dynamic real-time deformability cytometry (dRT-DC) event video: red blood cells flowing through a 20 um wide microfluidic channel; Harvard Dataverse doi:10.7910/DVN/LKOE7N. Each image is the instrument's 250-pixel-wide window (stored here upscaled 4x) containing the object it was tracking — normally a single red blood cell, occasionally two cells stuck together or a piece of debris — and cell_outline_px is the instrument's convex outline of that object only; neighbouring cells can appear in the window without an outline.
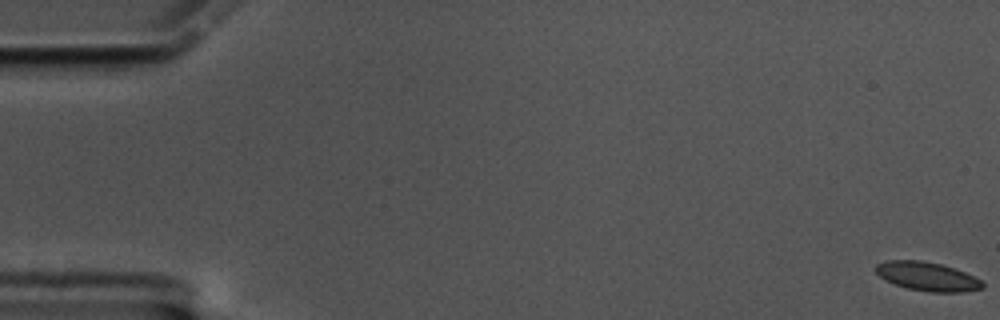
{"species": "common noctule bat (a hibernating species)", "species_latin": "Nyctalus noctula", "temperature_condition": "cold", "stored_images_in_passage": 61, "camera_frame_rate_fps": 3000, "um_per_image_px": 0.085, "animal": {"sex": "male", "body_mass_g": 17.5, "forearm_length_mm": 52.3}, "frame": {"image": 1, "passage_image": 1, "time_ms": 0.0, "image_size_px": [1000, 320], "cell_outline_px": [[984, 288], [964, 292], [932, 292], [908, 288], [896, 284], [880, 276], [876, 272], [876, 264], [888, 260], [920, 260], [940, 264], [956, 268], [980, 280], [984, 284]], "centroid_in_image_um": [78.85, 23.49], "position_along_channel_um": 6.2, "area_um2": 17.69}}
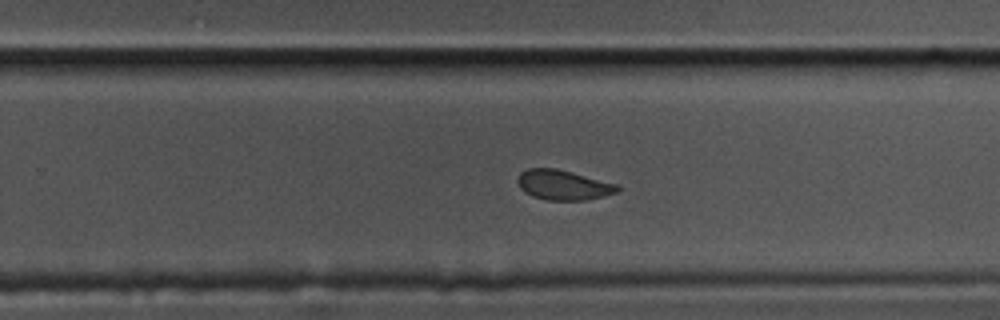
{"frame": {"image": 2, "passage_image": 39, "time_ms": 12.667, "image_size_px": [1000, 320], "cell_outline_px": [[620, 188], [616, 192], [604, 196], [588, 200], [548, 200], [532, 196], [524, 192], [520, 188], [516, 180], [520, 172], [528, 168], [556, 168], [620, 184]], "centroid_in_image_um": [47.88, 15.72], "position_along_channel_um": 281.9, "area_um2": 17.63}}
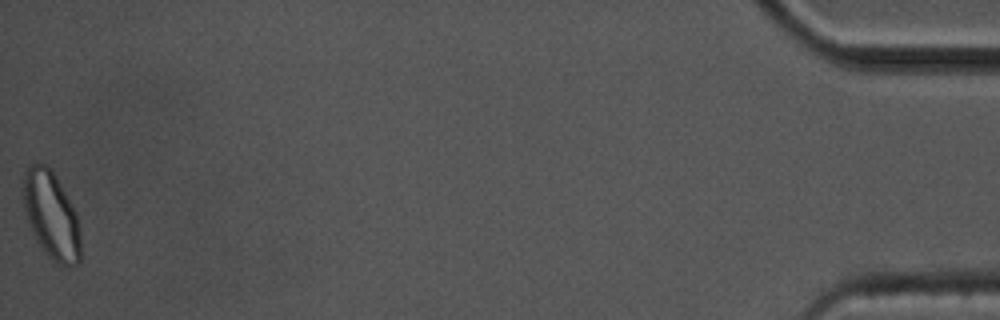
{"frame": {"image": 3, "passage_image": 61, "time_ms": 20.0, "image_size_px": [1000, 320], "cell_outline_px": [[80, 264], [64, 268], [36, 240], [24, 212], [24, 172], [36, 160], [40, 160], [48, 164], [52, 168], [76, 212], [80, 228]], "centroid_in_image_um": [4.38, 18.23], "position_along_channel_um": 430.8, "area_um2": 29.25}, "authors_computed_cell_mechanics": {"area_um2": 18.2648, "velocity_mm_per_s": 3.3625, "shape_relaxation_time_tau1_ms": null, "shape_relaxation_time_tau2_ms": 2.3037, "deformation_change_tau1": null, "deformation_change_tau2": 0.0444}}